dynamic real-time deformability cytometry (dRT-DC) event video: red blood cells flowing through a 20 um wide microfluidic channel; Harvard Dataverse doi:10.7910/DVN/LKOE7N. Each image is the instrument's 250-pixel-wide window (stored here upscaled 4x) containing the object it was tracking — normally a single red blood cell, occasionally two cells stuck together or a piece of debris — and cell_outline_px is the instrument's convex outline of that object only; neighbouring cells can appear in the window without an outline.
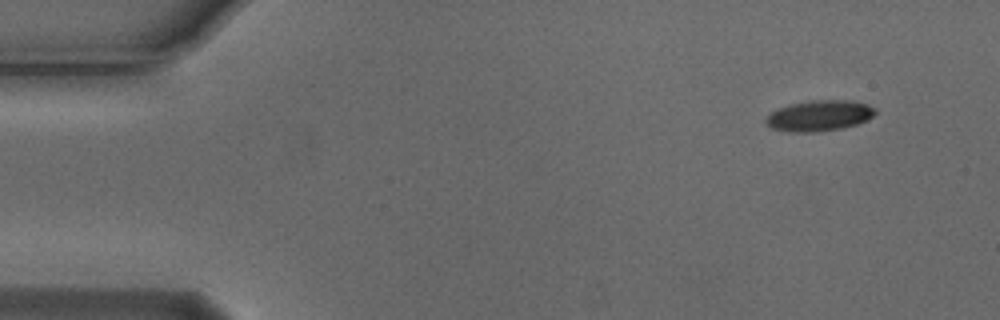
{"species": "Egyptian fruit bat (a non-hibernating species)", "species_latin": "Rousettus aegyptiacus", "temperature_condition": "cold", "stored_images_in_passage": 3, "camera_frame_rate_fps": 3000, "um_per_image_px": 0.085, "animal": {"sex": "male"}, "frame": {"image": 1, "passage_image": 1, "time_ms": 0.0, "image_size_px": [1000, 320], "cell_outline_px": [[876, 112], [872, 116], [856, 124], [840, 128], [812, 132], [792, 132], [772, 128], [764, 120], [772, 112], [788, 104], [812, 100], [852, 100], [868, 104], [876, 108]], "centroid_in_image_um": [69.65, 9.81], "position_along_channel_um": 15.4, "area_um2": 19.36}}